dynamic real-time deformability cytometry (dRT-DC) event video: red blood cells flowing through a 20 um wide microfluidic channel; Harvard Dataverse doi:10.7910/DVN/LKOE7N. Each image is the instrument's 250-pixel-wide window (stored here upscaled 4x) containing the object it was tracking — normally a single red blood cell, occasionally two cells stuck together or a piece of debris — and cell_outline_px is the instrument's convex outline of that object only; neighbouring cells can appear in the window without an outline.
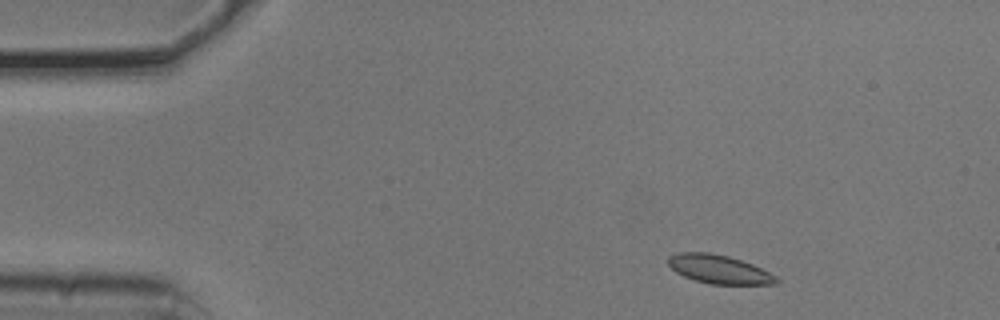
{"species": "common noctule bat (a hibernating species)", "species_latin": "Nyctalus noctula", "temperature_condition": "cold", "stored_images_in_passage": 3, "camera_frame_rate_fps": 3000, "um_per_image_px": 0.085, "animal": {"sex": "male", "body_mass_g": 20.5, "forearm_length_mm": 52.5}, "frame": {"image": 1, "passage_image": 1, "time_ms": 0.0, "image_size_px": [1000, 320], "cell_outline_px": [[780, 280], [776, 284], [708, 284], [684, 276], [676, 272], [668, 264], [668, 256], [680, 252], [708, 252], [728, 256], [752, 264], [776, 276]], "centroid_in_image_um": [61.1, 22.89], "position_along_channel_um": 23.9, "area_um2": 17.92}}